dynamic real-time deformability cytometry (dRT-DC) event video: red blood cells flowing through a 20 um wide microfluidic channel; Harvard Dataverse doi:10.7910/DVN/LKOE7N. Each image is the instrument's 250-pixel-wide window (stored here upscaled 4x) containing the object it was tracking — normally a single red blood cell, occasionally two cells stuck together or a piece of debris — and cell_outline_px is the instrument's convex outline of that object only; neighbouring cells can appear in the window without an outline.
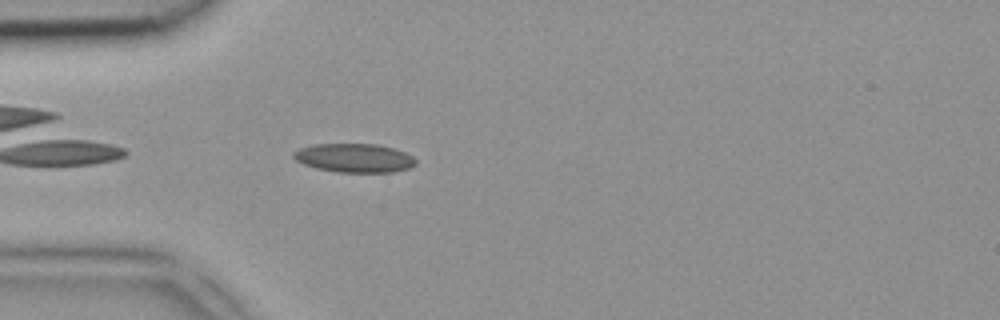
{"species": "common noctule bat (a hibernating species)", "species_latin": "Nyctalus noctula", "temperature_condition": "room temperature", "stored_images_in_passage": 4, "camera_frame_rate_fps": 3000, "um_per_image_px": 0.085, "animal": {"sex": "female", "body_mass_g": 18.4}, "frame": {"image": 1, "passage_image": 4, "time_ms": 1.0, "image_size_px": [1000, 320], "cell_outline_px": [[416, 164], [412, 168], [392, 172], [336, 172], [316, 168], [304, 164], [296, 160], [292, 156], [292, 152], [300, 148], [312, 144], [376, 144], [392, 148], [404, 152], [412, 156], [416, 160]], "centroid_in_image_um": [30.11, 13.43], "position_along_channel_um": 54.9, "area_um2": 20.58}}